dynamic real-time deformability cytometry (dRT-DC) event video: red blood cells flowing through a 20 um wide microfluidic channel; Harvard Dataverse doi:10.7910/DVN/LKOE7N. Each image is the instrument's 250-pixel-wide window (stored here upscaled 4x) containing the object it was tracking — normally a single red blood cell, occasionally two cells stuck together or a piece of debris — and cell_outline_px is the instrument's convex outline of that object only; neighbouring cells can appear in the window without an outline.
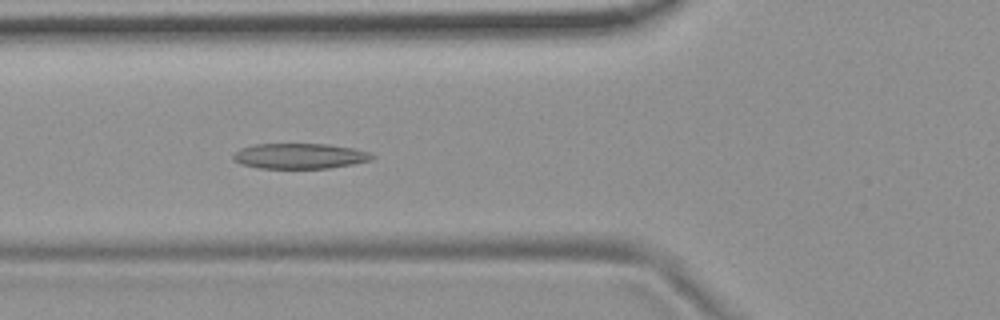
{"species": "common noctule bat (a hibernating species)", "species_latin": "Nyctalus noctula", "temperature_condition": "room temperature", "stored_images_in_passage": 8, "camera_frame_rate_fps": 3000, "um_per_image_px": 0.085, "animal": {"sex": "female", "body_mass_g": 19.9}, "frame": {"image": 1, "passage_image": 4, "time_ms": 1.0, "image_size_px": [1000, 320], "cell_outline_px": [[376, 156], [372, 160], [352, 164], [328, 168], [260, 168], [240, 164], [232, 160], [232, 156], [240, 148], [256, 144], [328, 144], [352, 148], [368, 152]], "centroid_in_image_um": [25.46, 13.26], "position_along_channel_um": 100.3, "area_um2": 20.52}}
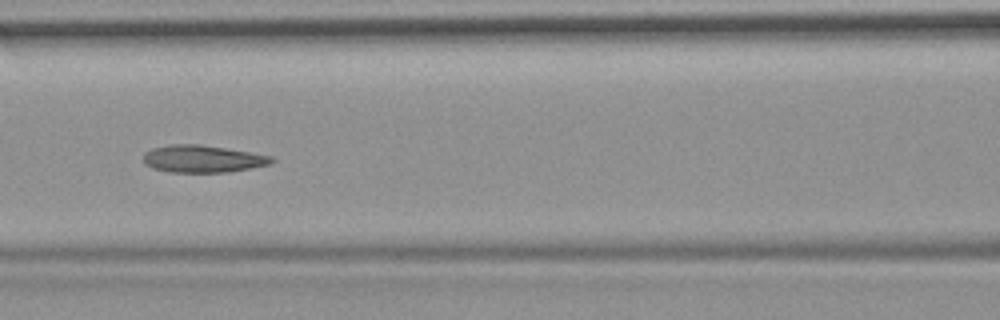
{"frame": {"image": 2, "passage_image": 5, "time_ms": 1.333, "image_size_px": [1000, 320], "cell_outline_px": [[276, 160], [268, 164], [228, 172], [168, 172], [152, 168], [144, 164], [144, 152], [152, 148], [168, 144], [200, 144], [252, 152], [272, 156]], "centroid_in_image_um": [17.19, 13.49], "position_along_channel_um": 149.4, "area_um2": 20.46}}